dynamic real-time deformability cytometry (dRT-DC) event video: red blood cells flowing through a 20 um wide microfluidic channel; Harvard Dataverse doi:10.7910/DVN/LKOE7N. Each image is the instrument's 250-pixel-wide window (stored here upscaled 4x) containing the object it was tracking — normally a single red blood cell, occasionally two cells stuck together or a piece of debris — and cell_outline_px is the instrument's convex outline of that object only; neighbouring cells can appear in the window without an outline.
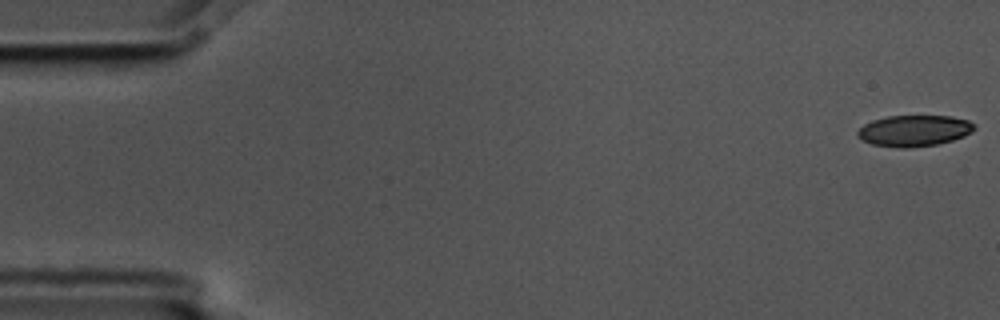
{"species": "common noctule bat (a hibernating species)", "species_latin": "Nyctalus noctula", "temperature_condition": "cold", "stored_images_in_passage": 4, "camera_frame_rate_fps": 3000, "um_per_image_px": 0.085, "animal": {"sex": "male", "body_mass_g": 17.5, "forearm_length_mm": 52.3}, "frame": {"image": 1, "passage_image": 1, "time_ms": 0.0, "image_size_px": [1000, 320], "cell_outline_px": [[976, 128], [972, 132], [964, 136], [952, 140], [936, 144], [908, 148], [900, 148], [872, 144], [856, 136], [856, 132], [864, 124], [872, 120], [888, 116], [952, 116], [968, 120], [976, 124]], "centroid_in_image_um": [77.72, 11.1], "position_along_channel_um": 7.3, "area_um2": 21.27}}